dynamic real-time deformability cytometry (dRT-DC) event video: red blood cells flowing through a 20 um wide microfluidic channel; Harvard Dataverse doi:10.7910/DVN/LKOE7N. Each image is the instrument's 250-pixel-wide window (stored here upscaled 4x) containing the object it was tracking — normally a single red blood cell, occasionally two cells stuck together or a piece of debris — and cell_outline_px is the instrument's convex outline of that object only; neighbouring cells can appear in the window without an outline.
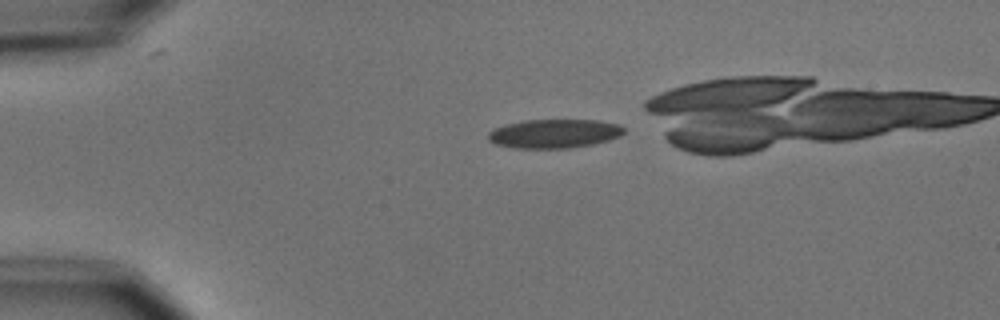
{"species": "common noctule bat (a hibernating species)", "species_latin": "Nyctalus noctula", "temperature_condition": "cold", "stored_images_in_passage": 3, "camera_frame_rate_fps": 3000, "um_per_image_px": 0.085, "animal": {"sex": "male", "body_mass_g": 15.6}, "frame": {"image": 1, "passage_image": 1, "time_ms": 0.0, "image_size_px": [1000, 320], "cell_outline_px": [[624, 132], [620, 136], [608, 140], [592, 144], [568, 148], [512, 148], [496, 144], [488, 140], [488, 132], [496, 128], [508, 124], [524, 120], [600, 120], [620, 124], [624, 128]], "centroid_in_image_um": [47.13, 11.35], "position_along_channel_um": 37.9, "area_um2": 22.83}}